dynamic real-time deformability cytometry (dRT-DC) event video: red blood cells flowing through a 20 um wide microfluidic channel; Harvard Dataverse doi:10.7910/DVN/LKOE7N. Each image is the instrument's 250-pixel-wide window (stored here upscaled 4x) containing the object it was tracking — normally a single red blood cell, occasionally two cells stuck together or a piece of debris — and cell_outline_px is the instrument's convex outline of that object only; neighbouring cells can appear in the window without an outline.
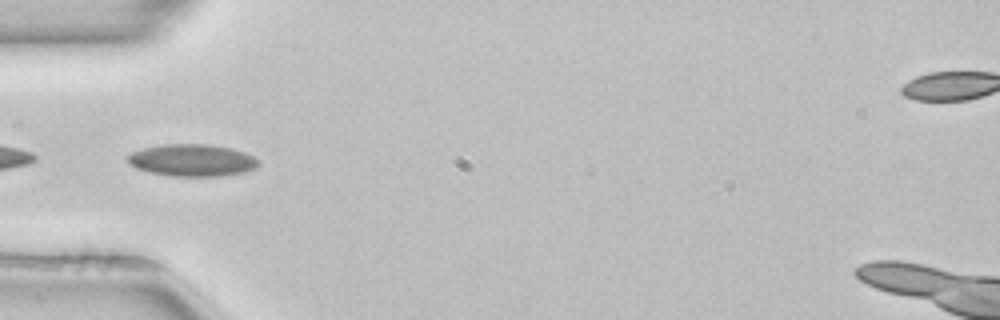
{"species": "common noctule bat (a hibernating species)", "species_latin": "Nyctalus noctula", "temperature_condition": "room temperature", "stored_images_in_passage": 21, "camera_frame_rate_fps": 3000, "um_per_image_px": 0.085, "animal": {"sex": "female", "body_mass_g": 22.7, "forearm_length_mm": 54.2}, "frame": {"image": 1, "passage_image": 17, "time_ms": 5.333, "image_size_px": [1000, 320], "cell_outline_px": [[260, 164], [256, 168], [244, 172], [224, 176], [172, 176], [148, 172], [136, 168], [128, 164], [128, 156], [132, 152], [144, 148], [164, 144], [208, 144], [232, 148], [244, 152], [260, 160]], "centroid_in_image_um": [16.36, 13.63], "position_along_channel_um": 68.6, "area_um2": 24.62}}